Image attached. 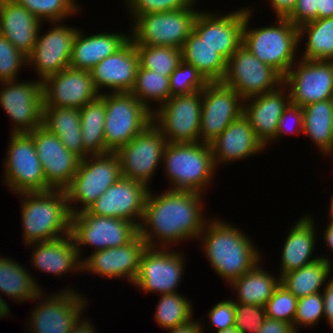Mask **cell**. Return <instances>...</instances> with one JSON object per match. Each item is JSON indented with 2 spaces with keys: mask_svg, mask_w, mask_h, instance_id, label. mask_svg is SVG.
<instances>
[{
  "mask_svg": "<svg viewBox=\"0 0 333 333\" xmlns=\"http://www.w3.org/2000/svg\"><path fill=\"white\" fill-rule=\"evenodd\" d=\"M202 196L198 192L169 189L155 196L149 190L138 227L147 246L172 248L183 239L198 240L208 220L203 216Z\"/></svg>",
  "mask_w": 333,
  "mask_h": 333,
  "instance_id": "1",
  "label": "cell"
},
{
  "mask_svg": "<svg viewBox=\"0 0 333 333\" xmlns=\"http://www.w3.org/2000/svg\"><path fill=\"white\" fill-rule=\"evenodd\" d=\"M198 240L203 241V251L213 270L228 284L263 259L248 235L217 218L206 221Z\"/></svg>",
  "mask_w": 333,
  "mask_h": 333,
  "instance_id": "2",
  "label": "cell"
},
{
  "mask_svg": "<svg viewBox=\"0 0 333 333\" xmlns=\"http://www.w3.org/2000/svg\"><path fill=\"white\" fill-rule=\"evenodd\" d=\"M20 196L25 245L54 240L71 233L72 214L65 190L24 192Z\"/></svg>",
  "mask_w": 333,
  "mask_h": 333,
  "instance_id": "3",
  "label": "cell"
},
{
  "mask_svg": "<svg viewBox=\"0 0 333 333\" xmlns=\"http://www.w3.org/2000/svg\"><path fill=\"white\" fill-rule=\"evenodd\" d=\"M252 8L247 7L242 32V45L283 77L295 63L299 41V29L287 18L277 17L275 25L249 28Z\"/></svg>",
  "mask_w": 333,
  "mask_h": 333,
  "instance_id": "4",
  "label": "cell"
},
{
  "mask_svg": "<svg viewBox=\"0 0 333 333\" xmlns=\"http://www.w3.org/2000/svg\"><path fill=\"white\" fill-rule=\"evenodd\" d=\"M162 164L172 185L169 190L204 194L216 171L210 144L203 142L167 143Z\"/></svg>",
  "mask_w": 333,
  "mask_h": 333,
  "instance_id": "5",
  "label": "cell"
},
{
  "mask_svg": "<svg viewBox=\"0 0 333 333\" xmlns=\"http://www.w3.org/2000/svg\"><path fill=\"white\" fill-rule=\"evenodd\" d=\"M120 177V163L115 152L81 159L72 182L65 189L71 214L87 210ZM73 202L82 206H75Z\"/></svg>",
  "mask_w": 333,
  "mask_h": 333,
  "instance_id": "6",
  "label": "cell"
},
{
  "mask_svg": "<svg viewBox=\"0 0 333 333\" xmlns=\"http://www.w3.org/2000/svg\"><path fill=\"white\" fill-rule=\"evenodd\" d=\"M105 99V146L116 152L153 122V113L131 93H101Z\"/></svg>",
  "mask_w": 333,
  "mask_h": 333,
  "instance_id": "7",
  "label": "cell"
},
{
  "mask_svg": "<svg viewBox=\"0 0 333 333\" xmlns=\"http://www.w3.org/2000/svg\"><path fill=\"white\" fill-rule=\"evenodd\" d=\"M190 6L180 10L144 14L136 17L130 29L134 45L171 46L180 48L193 31L199 9Z\"/></svg>",
  "mask_w": 333,
  "mask_h": 333,
  "instance_id": "8",
  "label": "cell"
},
{
  "mask_svg": "<svg viewBox=\"0 0 333 333\" xmlns=\"http://www.w3.org/2000/svg\"><path fill=\"white\" fill-rule=\"evenodd\" d=\"M202 90L170 97L154 108L153 123L161 130L167 143L200 142Z\"/></svg>",
  "mask_w": 333,
  "mask_h": 333,
  "instance_id": "9",
  "label": "cell"
},
{
  "mask_svg": "<svg viewBox=\"0 0 333 333\" xmlns=\"http://www.w3.org/2000/svg\"><path fill=\"white\" fill-rule=\"evenodd\" d=\"M7 151L4 184L14 194L52 190L46 182L33 139L28 133H11Z\"/></svg>",
  "mask_w": 333,
  "mask_h": 333,
  "instance_id": "10",
  "label": "cell"
},
{
  "mask_svg": "<svg viewBox=\"0 0 333 333\" xmlns=\"http://www.w3.org/2000/svg\"><path fill=\"white\" fill-rule=\"evenodd\" d=\"M71 236L80 259L81 248L93 246L92 252L123 246L138 234V226L124 219L103 217L81 211L71 216Z\"/></svg>",
  "mask_w": 333,
  "mask_h": 333,
  "instance_id": "11",
  "label": "cell"
},
{
  "mask_svg": "<svg viewBox=\"0 0 333 333\" xmlns=\"http://www.w3.org/2000/svg\"><path fill=\"white\" fill-rule=\"evenodd\" d=\"M43 294L45 293L42 290L33 300L39 299L40 302L39 304L36 302L37 306L31 310L28 318L29 331L31 333H70L72 327L82 318L84 309L87 308L86 298L70 287L48 297Z\"/></svg>",
  "mask_w": 333,
  "mask_h": 333,
  "instance_id": "12",
  "label": "cell"
},
{
  "mask_svg": "<svg viewBox=\"0 0 333 333\" xmlns=\"http://www.w3.org/2000/svg\"><path fill=\"white\" fill-rule=\"evenodd\" d=\"M166 144L161 130L152 122L115 152L119 158L121 177L150 187L148 184L163 159Z\"/></svg>",
  "mask_w": 333,
  "mask_h": 333,
  "instance_id": "13",
  "label": "cell"
},
{
  "mask_svg": "<svg viewBox=\"0 0 333 333\" xmlns=\"http://www.w3.org/2000/svg\"><path fill=\"white\" fill-rule=\"evenodd\" d=\"M283 80L278 71L262 63L241 45L227 60L226 73L221 82L247 99L278 89Z\"/></svg>",
  "mask_w": 333,
  "mask_h": 333,
  "instance_id": "14",
  "label": "cell"
},
{
  "mask_svg": "<svg viewBox=\"0 0 333 333\" xmlns=\"http://www.w3.org/2000/svg\"><path fill=\"white\" fill-rule=\"evenodd\" d=\"M0 85V105L13 121L12 133H29L42 125V81H4Z\"/></svg>",
  "mask_w": 333,
  "mask_h": 333,
  "instance_id": "15",
  "label": "cell"
},
{
  "mask_svg": "<svg viewBox=\"0 0 333 333\" xmlns=\"http://www.w3.org/2000/svg\"><path fill=\"white\" fill-rule=\"evenodd\" d=\"M298 60L299 62L296 61L291 66L283 80V84L289 89L290 103L303 107L331 99L333 61Z\"/></svg>",
  "mask_w": 333,
  "mask_h": 333,
  "instance_id": "16",
  "label": "cell"
},
{
  "mask_svg": "<svg viewBox=\"0 0 333 333\" xmlns=\"http://www.w3.org/2000/svg\"><path fill=\"white\" fill-rule=\"evenodd\" d=\"M173 248H150L141 256L134 286L147 293H177L184 274V255Z\"/></svg>",
  "mask_w": 333,
  "mask_h": 333,
  "instance_id": "17",
  "label": "cell"
},
{
  "mask_svg": "<svg viewBox=\"0 0 333 333\" xmlns=\"http://www.w3.org/2000/svg\"><path fill=\"white\" fill-rule=\"evenodd\" d=\"M244 99L222 82H209L202 90L200 142L210 144L243 113Z\"/></svg>",
  "mask_w": 333,
  "mask_h": 333,
  "instance_id": "18",
  "label": "cell"
},
{
  "mask_svg": "<svg viewBox=\"0 0 333 333\" xmlns=\"http://www.w3.org/2000/svg\"><path fill=\"white\" fill-rule=\"evenodd\" d=\"M52 24L55 26L41 36L39 29L33 50L27 56V64L34 68L38 80L42 82L69 67L73 41L78 31L62 22Z\"/></svg>",
  "mask_w": 333,
  "mask_h": 333,
  "instance_id": "19",
  "label": "cell"
},
{
  "mask_svg": "<svg viewBox=\"0 0 333 333\" xmlns=\"http://www.w3.org/2000/svg\"><path fill=\"white\" fill-rule=\"evenodd\" d=\"M34 142L47 184L65 190L75 176L81 158L42 125L28 133Z\"/></svg>",
  "mask_w": 333,
  "mask_h": 333,
  "instance_id": "20",
  "label": "cell"
},
{
  "mask_svg": "<svg viewBox=\"0 0 333 333\" xmlns=\"http://www.w3.org/2000/svg\"><path fill=\"white\" fill-rule=\"evenodd\" d=\"M149 190L142 183L120 177L85 211L97 216L124 219L139 227Z\"/></svg>",
  "mask_w": 333,
  "mask_h": 333,
  "instance_id": "21",
  "label": "cell"
},
{
  "mask_svg": "<svg viewBox=\"0 0 333 333\" xmlns=\"http://www.w3.org/2000/svg\"><path fill=\"white\" fill-rule=\"evenodd\" d=\"M43 107L81 109L100 93L89 71L68 67L43 82Z\"/></svg>",
  "mask_w": 333,
  "mask_h": 333,
  "instance_id": "22",
  "label": "cell"
},
{
  "mask_svg": "<svg viewBox=\"0 0 333 333\" xmlns=\"http://www.w3.org/2000/svg\"><path fill=\"white\" fill-rule=\"evenodd\" d=\"M247 7L218 15L199 11L193 32L203 43L217 49L226 60L242 45V32Z\"/></svg>",
  "mask_w": 333,
  "mask_h": 333,
  "instance_id": "23",
  "label": "cell"
},
{
  "mask_svg": "<svg viewBox=\"0 0 333 333\" xmlns=\"http://www.w3.org/2000/svg\"><path fill=\"white\" fill-rule=\"evenodd\" d=\"M146 242L138 234L131 242L99 250L82 259V272H92L107 279L124 277L133 284L140 265L141 256L147 249ZM86 270V271H85Z\"/></svg>",
  "mask_w": 333,
  "mask_h": 333,
  "instance_id": "24",
  "label": "cell"
},
{
  "mask_svg": "<svg viewBox=\"0 0 333 333\" xmlns=\"http://www.w3.org/2000/svg\"><path fill=\"white\" fill-rule=\"evenodd\" d=\"M139 56L129 38L118 50L98 63L90 71L96 90L112 89V93H130L136 81Z\"/></svg>",
  "mask_w": 333,
  "mask_h": 333,
  "instance_id": "25",
  "label": "cell"
},
{
  "mask_svg": "<svg viewBox=\"0 0 333 333\" xmlns=\"http://www.w3.org/2000/svg\"><path fill=\"white\" fill-rule=\"evenodd\" d=\"M289 103V89L284 84L271 92L244 99L243 114L265 147L275 141L278 120Z\"/></svg>",
  "mask_w": 333,
  "mask_h": 333,
  "instance_id": "26",
  "label": "cell"
},
{
  "mask_svg": "<svg viewBox=\"0 0 333 333\" xmlns=\"http://www.w3.org/2000/svg\"><path fill=\"white\" fill-rule=\"evenodd\" d=\"M215 167L252 157L265 150L248 118L242 113L210 143ZM257 153V154H256Z\"/></svg>",
  "mask_w": 333,
  "mask_h": 333,
  "instance_id": "27",
  "label": "cell"
},
{
  "mask_svg": "<svg viewBox=\"0 0 333 333\" xmlns=\"http://www.w3.org/2000/svg\"><path fill=\"white\" fill-rule=\"evenodd\" d=\"M41 25L42 22L15 0H0V35L26 57L33 50Z\"/></svg>",
  "mask_w": 333,
  "mask_h": 333,
  "instance_id": "28",
  "label": "cell"
},
{
  "mask_svg": "<svg viewBox=\"0 0 333 333\" xmlns=\"http://www.w3.org/2000/svg\"><path fill=\"white\" fill-rule=\"evenodd\" d=\"M28 246L34 249L31 263L35 269L57 275V277L69 271L76 273L82 271V260L71 234Z\"/></svg>",
  "mask_w": 333,
  "mask_h": 333,
  "instance_id": "29",
  "label": "cell"
},
{
  "mask_svg": "<svg viewBox=\"0 0 333 333\" xmlns=\"http://www.w3.org/2000/svg\"><path fill=\"white\" fill-rule=\"evenodd\" d=\"M84 35L85 33L83 34L81 29L77 31L73 41L69 67L89 72L130 38L126 33L107 31L87 37Z\"/></svg>",
  "mask_w": 333,
  "mask_h": 333,
  "instance_id": "30",
  "label": "cell"
},
{
  "mask_svg": "<svg viewBox=\"0 0 333 333\" xmlns=\"http://www.w3.org/2000/svg\"><path fill=\"white\" fill-rule=\"evenodd\" d=\"M314 222L312 215L308 214L292 226L282 247L281 269L278 277L281 278L284 274L300 269L321 258V256L314 257L312 255L317 238Z\"/></svg>",
  "mask_w": 333,
  "mask_h": 333,
  "instance_id": "31",
  "label": "cell"
},
{
  "mask_svg": "<svg viewBox=\"0 0 333 333\" xmlns=\"http://www.w3.org/2000/svg\"><path fill=\"white\" fill-rule=\"evenodd\" d=\"M42 126L56 135L70 152L81 159L89 156L81 137L79 109L43 107Z\"/></svg>",
  "mask_w": 333,
  "mask_h": 333,
  "instance_id": "32",
  "label": "cell"
},
{
  "mask_svg": "<svg viewBox=\"0 0 333 333\" xmlns=\"http://www.w3.org/2000/svg\"><path fill=\"white\" fill-rule=\"evenodd\" d=\"M303 133L323 155L333 156V103L322 100L302 107Z\"/></svg>",
  "mask_w": 333,
  "mask_h": 333,
  "instance_id": "33",
  "label": "cell"
},
{
  "mask_svg": "<svg viewBox=\"0 0 333 333\" xmlns=\"http://www.w3.org/2000/svg\"><path fill=\"white\" fill-rule=\"evenodd\" d=\"M182 61L193 65L208 82H221L227 69V60L217 49L203 43L192 31L181 47Z\"/></svg>",
  "mask_w": 333,
  "mask_h": 333,
  "instance_id": "34",
  "label": "cell"
},
{
  "mask_svg": "<svg viewBox=\"0 0 333 333\" xmlns=\"http://www.w3.org/2000/svg\"><path fill=\"white\" fill-rule=\"evenodd\" d=\"M260 263L230 283L233 290L237 292V300L233 299L234 302L265 306L272 297L281 283V278L276 279L264 270Z\"/></svg>",
  "mask_w": 333,
  "mask_h": 333,
  "instance_id": "35",
  "label": "cell"
},
{
  "mask_svg": "<svg viewBox=\"0 0 333 333\" xmlns=\"http://www.w3.org/2000/svg\"><path fill=\"white\" fill-rule=\"evenodd\" d=\"M325 256L323 255L300 269L284 274L281 277V284L297 298L322 292L321 287L326 285L325 282L332 270L331 260L327 255Z\"/></svg>",
  "mask_w": 333,
  "mask_h": 333,
  "instance_id": "36",
  "label": "cell"
},
{
  "mask_svg": "<svg viewBox=\"0 0 333 333\" xmlns=\"http://www.w3.org/2000/svg\"><path fill=\"white\" fill-rule=\"evenodd\" d=\"M42 291L33 275L18 262L0 257V292L14 302L34 300ZM13 298V299H12Z\"/></svg>",
  "mask_w": 333,
  "mask_h": 333,
  "instance_id": "37",
  "label": "cell"
},
{
  "mask_svg": "<svg viewBox=\"0 0 333 333\" xmlns=\"http://www.w3.org/2000/svg\"><path fill=\"white\" fill-rule=\"evenodd\" d=\"M105 99L99 95L80 109L81 137L89 155L109 153L105 146Z\"/></svg>",
  "mask_w": 333,
  "mask_h": 333,
  "instance_id": "38",
  "label": "cell"
},
{
  "mask_svg": "<svg viewBox=\"0 0 333 333\" xmlns=\"http://www.w3.org/2000/svg\"><path fill=\"white\" fill-rule=\"evenodd\" d=\"M298 29L299 41L307 37L300 59L333 61V17L316 19Z\"/></svg>",
  "mask_w": 333,
  "mask_h": 333,
  "instance_id": "39",
  "label": "cell"
},
{
  "mask_svg": "<svg viewBox=\"0 0 333 333\" xmlns=\"http://www.w3.org/2000/svg\"><path fill=\"white\" fill-rule=\"evenodd\" d=\"M130 93L153 113L154 109L149 105L151 102H158L160 107L171 97L170 78L139 65Z\"/></svg>",
  "mask_w": 333,
  "mask_h": 333,
  "instance_id": "40",
  "label": "cell"
},
{
  "mask_svg": "<svg viewBox=\"0 0 333 333\" xmlns=\"http://www.w3.org/2000/svg\"><path fill=\"white\" fill-rule=\"evenodd\" d=\"M155 308L154 318L156 323L164 329H170L194 319L192 303L180 293L160 295Z\"/></svg>",
  "mask_w": 333,
  "mask_h": 333,
  "instance_id": "41",
  "label": "cell"
},
{
  "mask_svg": "<svg viewBox=\"0 0 333 333\" xmlns=\"http://www.w3.org/2000/svg\"><path fill=\"white\" fill-rule=\"evenodd\" d=\"M135 47L139 56V65L164 76L170 77L182 62L180 48L146 45H135Z\"/></svg>",
  "mask_w": 333,
  "mask_h": 333,
  "instance_id": "42",
  "label": "cell"
},
{
  "mask_svg": "<svg viewBox=\"0 0 333 333\" xmlns=\"http://www.w3.org/2000/svg\"><path fill=\"white\" fill-rule=\"evenodd\" d=\"M26 8L40 22L66 21L65 18L76 15L79 10L76 0H15Z\"/></svg>",
  "mask_w": 333,
  "mask_h": 333,
  "instance_id": "43",
  "label": "cell"
},
{
  "mask_svg": "<svg viewBox=\"0 0 333 333\" xmlns=\"http://www.w3.org/2000/svg\"><path fill=\"white\" fill-rule=\"evenodd\" d=\"M171 97L203 90L209 83L193 66L182 61L170 75Z\"/></svg>",
  "mask_w": 333,
  "mask_h": 333,
  "instance_id": "44",
  "label": "cell"
},
{
  "mask_svg": "<svg viewBox=\"0 0 333 333\" xmlns=\"http://www.w3.org/2000/svg\"><path fill=\"white\" fill-rule=\"evenodd\" d=\"M297 302L298 298L280 283L265 305L266 317L293 325Z\"/></svg>",
  "mask_w": 333,
  "mask_h": 333,
  "instance_id": "45",
  "label": "cell"
},
{
  "mask_svg": "<svg viewBox=\"0 0 333 333\" xmlns=\"http://www.w3.org/2000/svg\"><path fill=\"white\" fill-rule=\"evenodd\" d=\"M324 318L323 293L318 292L312 295L298 298L293 328L299 333V326L311 327L318 324Z\"/></svg>",
  "mask_w": 333,
  "mask_h": 333,
  "instance_id": "46",
  "label": "cell"
},
{
  "mask_svg": "<svg viewBox=\"0 0 333 333\" xmlns=\"http://www.w3.org/2000/svg\"><path fill=\"white\" fill-rule=\"evenodd\" d=\"M25 65L27 57L0 35V82L17 80L21 67Z\"/></svg>",
  "mask_w": 333,
  "mask_h": 333,
  "instance_id": "47",
  "label": "cell"
},
{
  "mask_svg": "<svg viewBox=\"0 0 333 333\" xmlns=\"http://www.w3.org/2000/svg\"><path fill=\"white\" fill-rule=\"evenodd\" d=\"M133 20L144 14L180 10L197 4L196 0H125Z\"/></svg>",
  "mask_w": 333,
  "mask_h": 333,
  "instance_id": "48",
  "label": "cell"
},
{
  "mask_svg": "<svg viewBox=\"0 0 333 333\" xmlns=\"http://www.w3.org/2000/svg\"><path fill=\"white\" fill-rule=\"evenodd\" d=\"M235 328L240 333H256L266 317L265 306L234 302Z\"/></svg>",
  "mask_w": 333,
  "mask_h": 333,
  "instance_id": "49",
  "label": "cell"
},
{
  "mask_svg": "<svg viewBox=\"0 0 333 333\" xmlns=\"http://www.w3.org/2000/svg\"><path fill=\"white\" fill-rule=\"evenodd\" d=\"M210 327L215 328V331L227 329L235 326V311L234 301L222 300L213 306L209 313Z\"/></svg>",
  "mask_w": 333,
  "mask_h": 333,
  "instance_id": "50",
  "label": "cell"
},
{
  "mask_svg": "<svg viewBox=\"0 0 333 333\" xmlns=\"http://www.w3.org/2000/svg\"><path fill=\"white\" fill-rule=\"evenodd\" d=\"M291 121V122H290ZM293 123L294 125L289 124ZM296 125V126H295ZM295 126V127H294ZM296 134L298 135L303 133V111L302 107H299L298 105L289 103L288 106L284 109L283 114L281 115L280 119L278 120V126H277V134L276 139H280V136L282 137L283 134ZM282 134V135H281Z\"/></svg>",
  "mask_w": 333,
  "mask_h": 333,
  "instance_id": "51",
  "label": "cell"
},
{
  "mask_svg": "<svg viewBox=\"0 0 333 333\" xmlns=\"http://www.w3.org/2000/svg\"><path fill=\"white\" fill-rule=\"evenodd\" d=\"M319 0H297L293 11L286 17L294 26L318 19Z\"/></svg>",
  "mask_w": 333,
  "mask_h": 333,
  "instance_id": "52",
  "label": "cell"
},
{
  "mask_svg": "<svg viewBox=\"0 0 333 333\" xmlns=\"http://www.w3.org/2000/svg\"><path fill=\"white\" fill-rule=\"evenodd\" d=\"M256 333H296L293 325L280 321L266 318Z\"/></svg>",
  "mask_w": 333,
  "mask_h": 333,
  "instance_id": "53",
  "label": "cell"
},
{
  "mask_svg": "<svg viewBox=\"0 0 333 333\" xmlns=\"http://www.w3.org/2000/svg\"><path fill=\"white\" fill-rule=\"evenodd\" d=\"M324 300V318L333 330V278L327 280L326 286H323Z\"/></svg>",
  "mask_w": 333,
  "mask_h": 333,
  "instance_id": "54",
  "label": "cell"
},
{
  "mask_svg": "<svg viewBox=\"0 0 333 333\" xmlns=\"http://www.w3.org/2000/svg\"><path fill=\"white\" fill-rule=\"evenodd\" d=\"M276 18H286L294 9L297 0H269Z\"/></svg>",
  "mask_w": 333,
  "mask_h": 333,
  "instance_id": "55",
  "label": "cell"
},
{
  "mask_svg": "<svg viewBox=\"0 0 333 333\" xmlns=\"http://www.w3.org/2000/svg\"><path fill=\"white\" fill-rule=\"evenodd\" d=\"M204 324L200 321H194L193 319L185 324L167 329L169 333H202Z\"/></svg>",
  "mask_w": 333,
  "mask_h": 333,
  "instance_id": "56",
  "label": "cell"
},
{
  "mask_svg": "<svg viewBox=\"0 0 333 333\" xmlns=\"http://www.w3.org/2000/svg\"><path fill=\"white\" fill-rule=\"evenodd\" d=\"M83 319V320H82ZM79 319L76 324L72 327L70 333H96L94 326L92 325L91 320H86L82 318ZM91 323V324H90Z\"/></svg>",
  "mask_w": 333,
  "mask_h": 333,
  "instance_id": "57",
  "label": "cell"
},
{
  "mask_svg": "<svg viewBox=\"0 0 333 333\" xmlns=\"http://www.w3.org/2000/svg\"><path fill=\"white\" fill-rule=\"evenodd\" d=\"M333 17V0H319L318 19Z\"/></svg>",
  "mask_w": 333,
  "mask_h": 333,
  "instance_id": "58",
  "label": "cell"
},
{
  "mask_svg": "<svg viewBox=\"0 0 333 333\" xmlns=\"http://www.w3.org/2000/svg\"><path fill=\"white\" fill-rule=\"evenodd\" d=\"M327 228L324 230L323 240L328 248L333 252V221H328Z\"/></svg>",
  "mask_w": 333,
  "mask_h": 333,
  "instance_id": "59",
  "label": "cell"
},
{
  "mask_svg": "<svg viewBox=\"0 0 333 333\" xmlns=\"http://www.w3.org/2000/svg\"><path fill=\"white\" fill-rule=\"evenodd\" d=\"M11 310L9 309V306L7 302L1 297L0 294V318H5V316H9Z\"/></svg>",
  "mask_w": 333,
  "mask_h": 333,
  "instance_id": "60",
  "label": "cell"
},
{
  "mask_svg": "<svg viewBox=\"0 0 333 333\" xmlns=\"http://www.w3.org/2000/svg\"><path fill=\"white\" fill-rule=\"evenodd\" d=\"M215 333H240L235 327H230L227 329L216 331Z\"/></svg>",
  "mask_w": 333,
  "mask_h": 333,
  "instance_id": "61",
  "label": "cell"
},
{
  "mask_svg": "<svg viewBox=\"0 0 333 333\" xmlns=\"http://www.w3.org/2000/svg\"><path fill=\"white\" fill-rule=\"evenodd\" d=\"M331 201H330V208H329V218H330V221H333V195L332 197L330 198Z\"/></svg>",
  "mask_w": 333,
  "mask_h": 333,
  "instance_id": "62",
  "label": "cell"
}]
</instances>
